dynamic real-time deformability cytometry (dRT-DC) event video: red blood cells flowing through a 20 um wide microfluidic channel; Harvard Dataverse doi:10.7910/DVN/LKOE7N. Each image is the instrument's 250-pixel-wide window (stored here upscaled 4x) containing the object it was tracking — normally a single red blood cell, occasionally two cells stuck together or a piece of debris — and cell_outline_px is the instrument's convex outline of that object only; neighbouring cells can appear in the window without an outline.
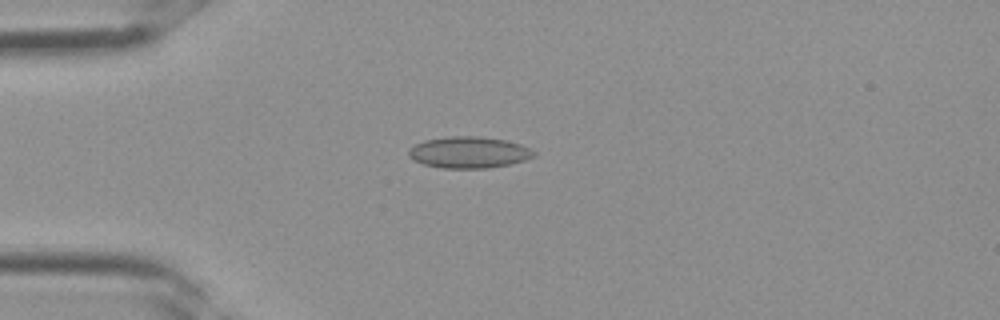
{"species": "Egyptian fruit bat (a non-hibernating species)", "species_latin": "Rousettus aegyptiacus", "temperature_condition": "room temperature", "stored_images_in_passage": 3, "camera_frame_rate_fps": 3000, "um_per_image_px": 0.085, "frame": {"image": 1, "passage_image": 3, "time_ms": 0.667, "image_size_px": [1000, 320], "cell_outline_px": [[536, 156], [512, 164], [488, 168], [440, 168], [424, 164], [408, 156], [408, 148], [424, 140], [448, 136], [480, 136], [508, 140], [520, 144], [536, 152]], "centroid_in_image_um": [39.87, 12.94], "position_along_channel_um": 45.1, "area_um2": 23.12}}